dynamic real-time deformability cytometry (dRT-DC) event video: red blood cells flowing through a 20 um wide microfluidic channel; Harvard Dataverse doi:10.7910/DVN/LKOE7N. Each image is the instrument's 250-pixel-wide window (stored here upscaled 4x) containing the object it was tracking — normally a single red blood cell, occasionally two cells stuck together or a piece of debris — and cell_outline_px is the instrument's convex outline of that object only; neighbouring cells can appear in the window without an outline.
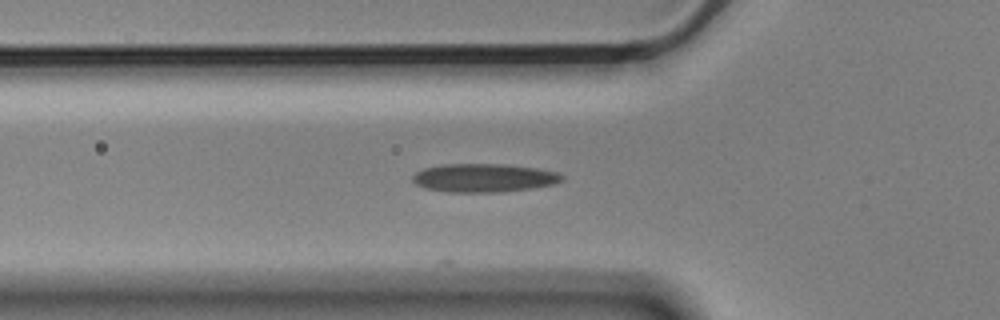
{"species": "Egyptian fruit bat (a non-hibernating species)", "species_latin": "Rousettus aegyptiacus", "temperature_condition": "cold", "stored_images_in_passage": 9, "camera_frame_rate_fps": 3000, "um_per_image_px": 0.085, "animal": {"sex": "male"}, "frame": {"image": 1, "passage_image": 3, "time_ms": 0.667, "image_size_px": [1000, 320], "cell_outline_px": [[564, 180], [552, 184], [532, 188], [500, 192], [448, 192], [424, 188], [416, 184], [412, 180], [412, 176], [416, 172], [424, 168], [444, 164], [500, 164], [536, 168], [556, 172], [564, 176]], "centroid_in_image_um": [41.1, 15.12], "position_along_channel_um": 84.7, "area_um2": 24.68}}
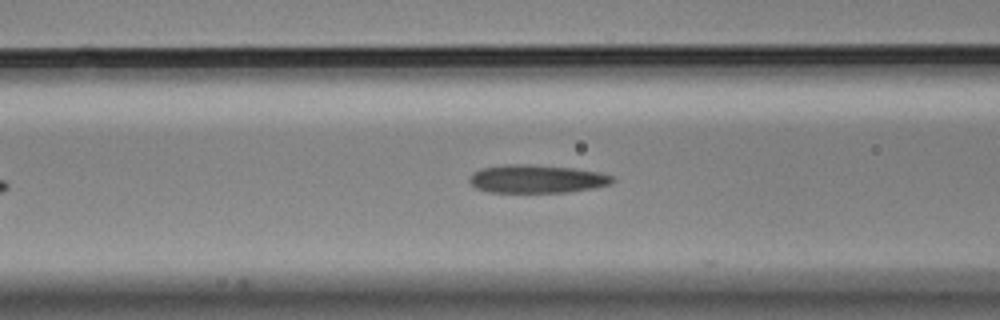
{"frame": {"image": 2, "passage_image": 6, "time_ms": 1.667, "image_size_px": [1000, 320], "cell_outline_px": [[616, 180], [612, 184], [592, 188], [568, 192], [488, 192], [476, 188], [468, 180], [472, 172], [480, 168], [504, 164], [528, 164], [572, 168], [600, 172], [612, 176]], "centroid_in_image_um": [45.61, 15.2], "position_along_channel_um": 121.0, "area_um2": 23.64}}